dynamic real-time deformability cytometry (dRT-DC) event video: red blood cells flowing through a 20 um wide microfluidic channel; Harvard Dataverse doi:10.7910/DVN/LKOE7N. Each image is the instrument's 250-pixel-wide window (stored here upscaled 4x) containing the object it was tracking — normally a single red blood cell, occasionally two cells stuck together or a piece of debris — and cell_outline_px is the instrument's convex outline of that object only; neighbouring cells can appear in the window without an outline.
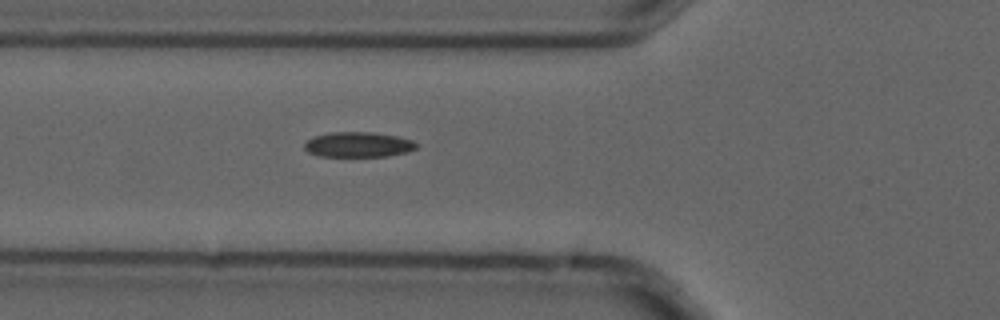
{"species": "common noctule bat (a hibernating species)", "species_latin": "Nyctalus noctula", "temperature_condition": "cold", "stored_images_in_passage": 6, "camera_frame_rate_fps": 3000, "um_per_image_px": 0.085, "animal": {"sex": "male", "forearm_length_mm": 52.5}, "frame": {"image": 1, "passage_image": 6, "time_ms": 1.667, "image_size_px": [1000, 320], "cell_outline_px": [[420, 144], [416, 148], [408, 152], [388, 156], [320, 156], [308, 152], [304, 148], [304, 144], [308, 140], [316, 136], [332, 132], [376, 132], [396, 136], [412, 140]], "centroid_in_image_um": [30.5, 12.29], "position_along_channel_um": 95.3, "area_um2": 16.42}}